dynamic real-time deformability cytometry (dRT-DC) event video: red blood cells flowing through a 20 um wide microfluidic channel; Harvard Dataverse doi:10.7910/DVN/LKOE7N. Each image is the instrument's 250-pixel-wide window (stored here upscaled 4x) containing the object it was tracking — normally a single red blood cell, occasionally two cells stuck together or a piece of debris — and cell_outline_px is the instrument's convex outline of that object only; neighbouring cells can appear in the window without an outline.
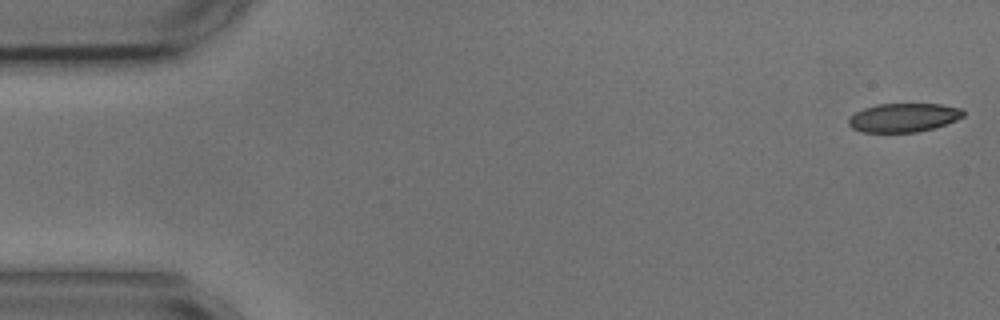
{"species": "common noctule bat (a hibernating species)", "species_latin": "Nyctalus noctula", "temperature_condition": "cold", "stored_images_in_passage": 51, "camera_frame_rate_fps": 3000, "um_per_image_px": 0.085, "animal": {"sex": "male", "body_mass_g": 17.9, "forearm_length_mm": 54.2}, "frame": {"image": 1, "passage_image": 1, "time_ms": 0.0, "image_size_px": [1000, 320], "cell_outline_px": [[964, 116], [956, 120], [932, 128], [916, 132], [860, 132], [852, 128], [848, 124], [848, 116], [864, 108], [876, 104], [940, 104], [964, 108]], "centroid_in_image_um": [76.78, 9.99], "position_along_channel_um": 8.2, "area_um2": 19.31}}
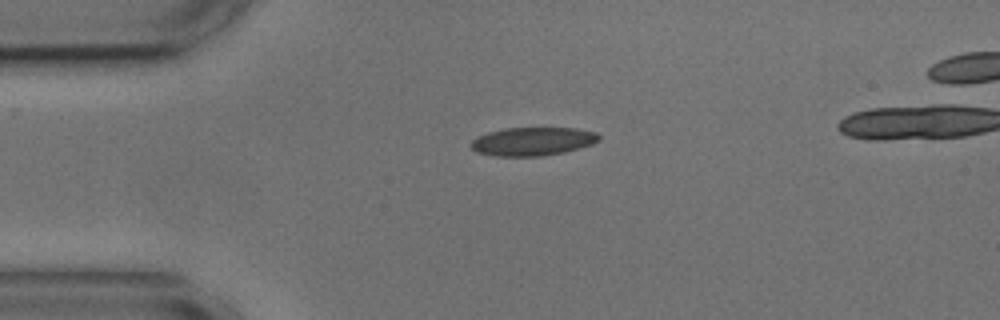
{"frame": {"image": 2, "passage_image": 12, "time_ms": 3.667, "image_size_px": [1000, 320], "cell_outline_px": [[600, 140], [592, 144], [564, 152], [540, 156], [492, 156], [476, 152], [468, 144], [476, 136], [488, 132], [504, 128], [576, 128], [596, 132], [600, 136]], "centroid_in_image_um": [45.24, 12.02], "position_along_channel_um": 39.8, "area_um2": 21.33}}
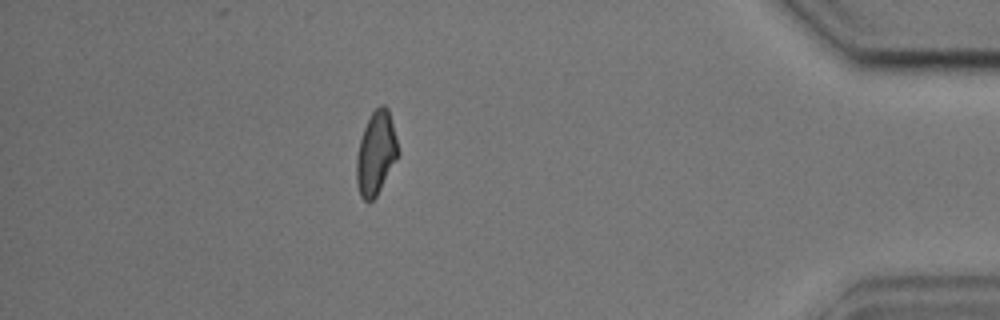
{"frame": {"image": 3, "passage_image": 48, "time_ms": 15.667, "image_size_px": [1000, 320], "cell_outline_px": [[400, 152], [396, 160], [376, 196], [372, 200], [364, 200], [360, 196], [356, 180], [356, 156], [360, 140], [364, 128], [372, 112], [380, 104], [384, 104], [388, 108]], "centroid_in_image_um": [31.95, 13.01], "position_along_channel_um": 403.2, "area_um2": 20.0}}